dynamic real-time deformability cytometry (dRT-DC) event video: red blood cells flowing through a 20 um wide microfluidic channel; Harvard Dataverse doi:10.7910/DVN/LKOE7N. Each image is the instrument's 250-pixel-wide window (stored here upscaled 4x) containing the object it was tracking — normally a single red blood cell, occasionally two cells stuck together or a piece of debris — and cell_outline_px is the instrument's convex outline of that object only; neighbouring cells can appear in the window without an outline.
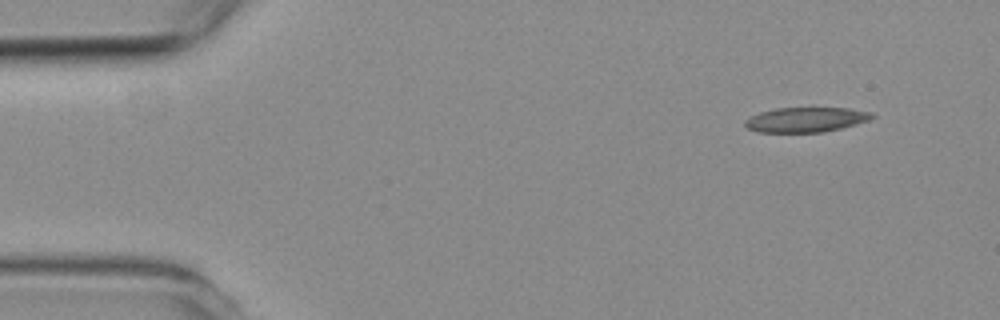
{"species": "common noctule bat (a hibernating species)", "species_latin": "Nyctalus noctula", "temperature_condition": "room temperature", "stored_images_in_passage": 4, "camera_frame_rate_fps": 3000, "um_per_image_px": 0.085, "animal": {"sex": "female", "body_mass_g": 19.3, "forearm_length_mm": 54.1}, "frame": {"image": 1, "passage_image": 1, "time_ms": 0.0, "image_size_px": [1000, 320], "cell_outline_px": [[876, 116], [868, 120], [856, 124], [824, 132], [756, 132], [748, 128], [744, 124], [744, 120], [760, 112], [776, 108], [812, 104], [848, 108], [868, 112]], "centroid_in_image_um": [68.5, 10.11], "position_along_channel_um": 16.5, "area_um2": 19.25}}
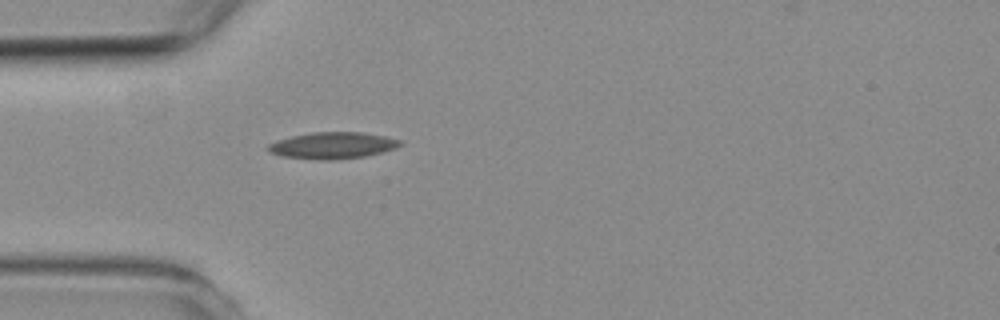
{"frame": {"image": 2, "passage_image": 4, "time_ms": 3.333, "image_size_px": [1000, 320], "cell_outline_px": [[400, 144], [396, 148], [364, 156], [336, 160], [320, 160], [280, 156], [268, 152], [264, 148], [268, 144], [292, 136], [312, 132], [360, 132], [384, 136], [400, 140]], "centroid_in_image_um": [28.2, 12.37], "position_along_channel_um": 56.8, "area_um2": 20.35}}